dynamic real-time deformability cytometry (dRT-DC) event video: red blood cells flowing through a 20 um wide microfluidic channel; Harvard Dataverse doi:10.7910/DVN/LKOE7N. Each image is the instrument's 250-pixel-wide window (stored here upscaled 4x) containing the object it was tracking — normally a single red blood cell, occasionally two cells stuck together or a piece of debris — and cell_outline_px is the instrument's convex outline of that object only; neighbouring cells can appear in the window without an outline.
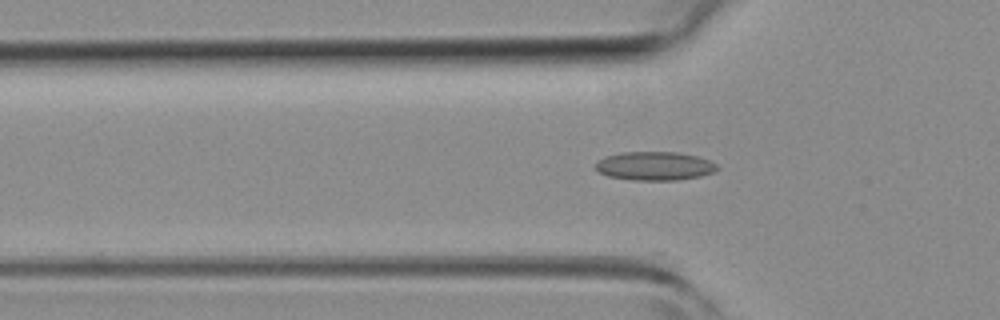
{"species": "common noctule bat (a hibernating species)", "species_latin": "Nyctalus noctula", "temperature_condition": "room temperature", "stored_images_in_passage": 35, "camera_frame_rate_fps": 3000, "um_per_image_px": 0.085, "animal": {"sex": "female", "body_mass_g": 19.3, "forearm_length_mm": 54.1}, "frame": {"image": 1, "passage_image": 3, "time_ms": 0.667, "image_size_px": [1000, 320], "cell_outline_px": [[720, 168], [712, 172], [700, 176], [676, 180], [632, 180], [608, 176], [600, 172], [596, 168], [596, 160], [604, 156], [620, 152], [676, 152], [696, 156], [708, 160], [716, 164]], "centroid_in_image_um": [55.61, 14.1], "position_along_channel_um": 70.2, "area_um2": 20.29}}
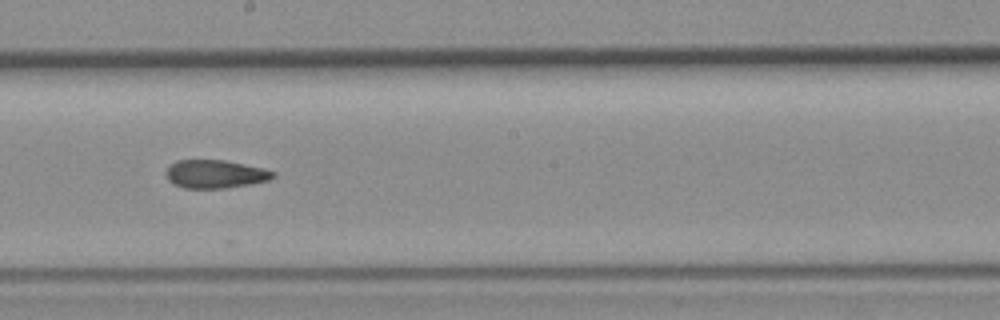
{"frame": {"image": 2, "passage_image": 14, "time_ms": 4.333, "image_size_px": [1000, 320], "cell_outline_px": [[276, 176], [268, 180], [228, 188], [184, 188], [172, 184], [168, 180], [164, 172], [176, 160], [224, 160], [264, 168], [276, 172]], "centroid_in_image_um": [18.28, 14.79], "position_along_channel_um": 229.9, "area_um2": 17.69}}
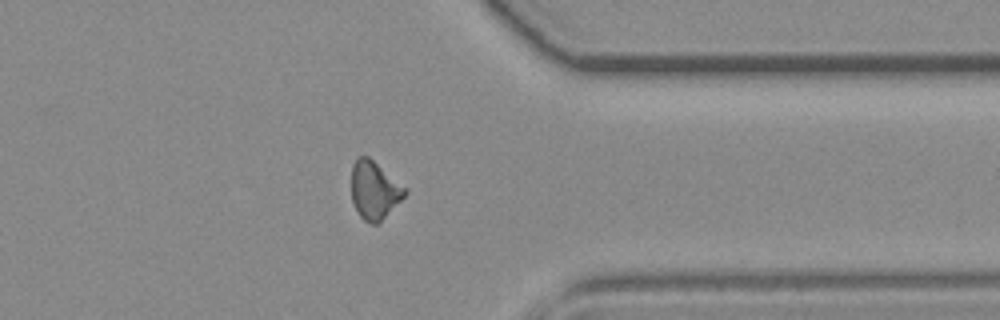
{"frame": {"image": 3, "passage_image": 25, "time_ms": 8.0, "image_size_px": [1000, 320], "cell_outline_px": [[408, 192], [376, 224], [372, 224], [364, 220], [360, 216], [352, 200], [352, 164], [356, 156], [368, 156], [408, 188]], "centroid_in_image_um": [31.82, 16.11], "position_along_channel_um": 379.6, "area_um2": 17.86}, "authors_computed_cell_mechanics": {"area_um2": 17.9758, "velocity_mm_per_s": 4.3486, "shape_relaxation_time_tau1_ms": 4.2159, "shape_relaxation_time_tau2_ms": 4.7039, "deformation_change_tau1": 0.0885, "deformation_change_tau2": 0.1147}}